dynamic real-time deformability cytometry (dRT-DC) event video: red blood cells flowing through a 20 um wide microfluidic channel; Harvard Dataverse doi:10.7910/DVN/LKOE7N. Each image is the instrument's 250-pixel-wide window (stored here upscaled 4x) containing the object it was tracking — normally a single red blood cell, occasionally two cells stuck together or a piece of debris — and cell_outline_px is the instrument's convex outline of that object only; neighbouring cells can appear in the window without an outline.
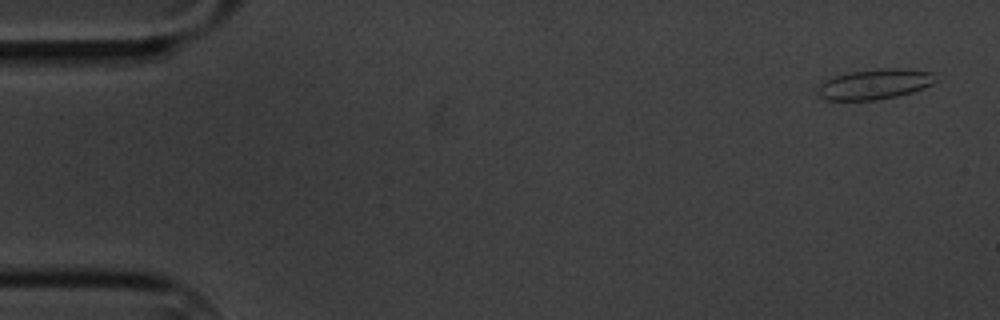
{"species": "common noctule bat (a hibernating species)", "species_latin": "Nyctalus noctula", "temperature_condition": "cold", "stored_images_in_passage": 5, "camera_frame_rate_fps": 3000, "um_per_image_px": 0.085, "animal": {"sex": "male", "body_mass_g": 20.1, "forearm_length_mm": 53.5}, "frame": {"image": 1, "passage_image": 1, "time_ms": 0.0, "image_size_px": [1000, 320], "cell_outline_px": [[936, 80], [932, 84], [924, 88], [912, 92], [896, 96], [876, 100], [824, 100], [820, 96], [820, 84], [824, 80], [848, 72], [880, 68], [896, 68], [932, 72]], "centroid_in_image_um": [74.36, 7.15], "position_along_channel_um": 10.6, "area_um2": 20.58}}